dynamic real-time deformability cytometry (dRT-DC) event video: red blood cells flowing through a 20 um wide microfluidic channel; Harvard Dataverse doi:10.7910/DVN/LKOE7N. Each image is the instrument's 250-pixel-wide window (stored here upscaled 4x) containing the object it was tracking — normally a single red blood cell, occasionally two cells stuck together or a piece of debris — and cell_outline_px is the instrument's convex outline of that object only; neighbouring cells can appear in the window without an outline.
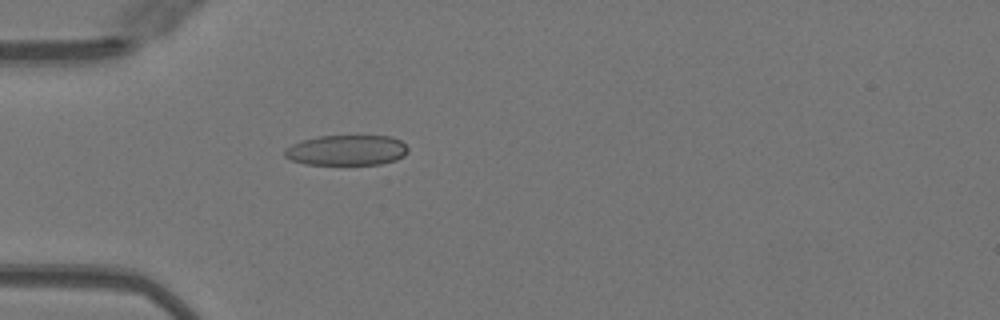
{"species": "Egyptian fruit bat (a non-hibernating species)", "species_latin": "Rousettus aegyptiacus", "temperature_condition": "warm", "stored_images_in_passage": 31, "camera_frame_rate_fps": 3000, "um_per_image_px": 0.085, "animal": {"sex": "female"}, "frame": {"image": 1, "passage_image": 1, "time_ms": 0.0, "image_size_px": [1000, 320], "cell_outline_px": [[408, 152], [404, 156], [396, 160], [380, 164], [304, 164], [292, 160], [284, 156], [284, 148], [300, 140], [316, 136], [392, 136], [400, 140], [408, 148]], "centroid_in_image_um": [29.45, 12.76], "position_along_channel_um": 55.6, "area_um2": 21.96}}
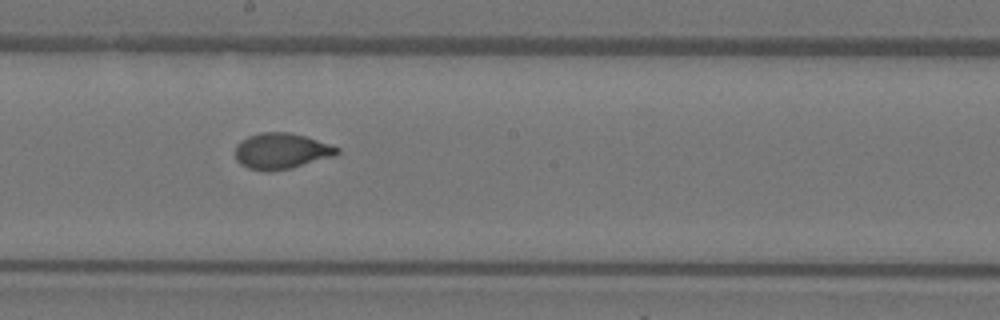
{"frame": {"image": 2, "passage_image": 14, "time_ms": 4.333, "image_size_px": [1000, 320], "cell_outline_px": [[340, 152], [336, 156], [292, 168], [248, 168], [240, 164], [236, 160], [236, 144], [240, 140], [248, 136], [260, 132], [288, 132], [304, 136], [340, 148]], "centroid_in_image_um": [23.93, 12.8], "position_along_channel_um": 224.3, "area_um2": 20.81}}
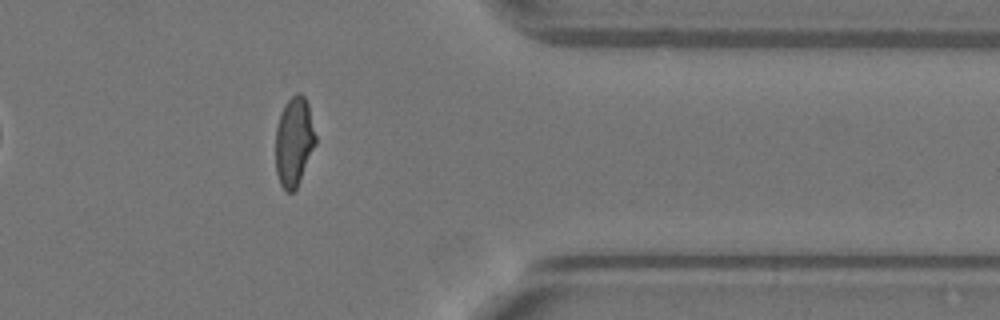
{"frame": {"image": 3, "passage_image": 27, "time_ms": 8.667, "image_size_px": [1000, 320], "cell_outline_px": [[316, 144], [300, 180], [296, 188], [292, 192], [288, 192], [280, 184], [276, 172], [276, 128], [284, 104], [296, 92], [300, 92], [304, 96], [308, 104], [316, 136]], "centroid_in_image_um": [25.0, 12.02], "position_along_channel_um": 386.4, "area_um2": 20.69}, "authors_computed_cell_mechanics": {"area_um2": 21.386, "velocity_mm_per_s": 4.051, "shape_relaxation_time_tau1_ms": 6.4403, "shape_relaxation_time_tau2_ms": null, "deformation_change_tau1": 0.2378, "deformation_change_tau2": null}}